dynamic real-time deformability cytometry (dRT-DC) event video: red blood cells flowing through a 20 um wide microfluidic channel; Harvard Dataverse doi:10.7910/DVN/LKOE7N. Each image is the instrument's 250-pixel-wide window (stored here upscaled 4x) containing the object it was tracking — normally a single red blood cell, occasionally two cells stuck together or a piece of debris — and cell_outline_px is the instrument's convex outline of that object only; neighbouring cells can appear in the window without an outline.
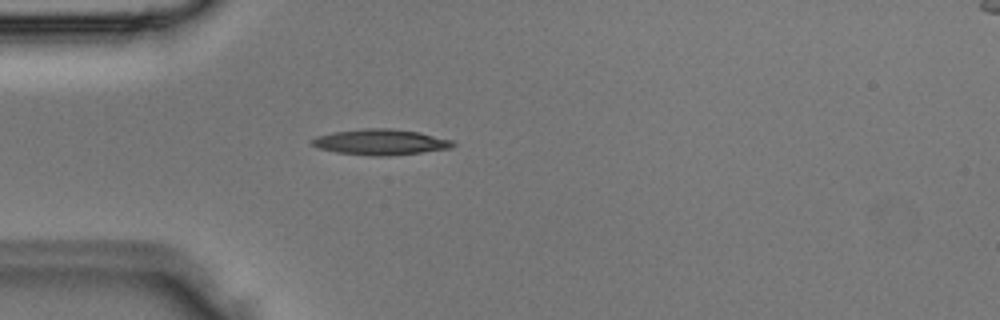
{"species": "Egyptian fruit bat (a non-hibernating species)", "species_latin": "Rousettus aegyptiacus", "temperature_condition": "room temperature", "stored_images_in_passage": 2, "camera_frame_rate_fps": 3000, "um_per_image_px": 0.085, "animal": {"sex": "male"}, "frame": {"image": 1, "passage_image": 2, "time_ms": 0.333, "image_size_px": [1000, 320], "cell_outline_px": [[456, 144], [452, 148], [388, 156], [372, 156], [336, 152], [316, 148], [308, 140], [316, 136], [332, 132], [364, 128], [392, 128], [420, 132], [452, 140]], "centroid_in_image_um": [32.31, 12.07], "position_along_channel_um": 52.7, "area_um2": 21.33}}